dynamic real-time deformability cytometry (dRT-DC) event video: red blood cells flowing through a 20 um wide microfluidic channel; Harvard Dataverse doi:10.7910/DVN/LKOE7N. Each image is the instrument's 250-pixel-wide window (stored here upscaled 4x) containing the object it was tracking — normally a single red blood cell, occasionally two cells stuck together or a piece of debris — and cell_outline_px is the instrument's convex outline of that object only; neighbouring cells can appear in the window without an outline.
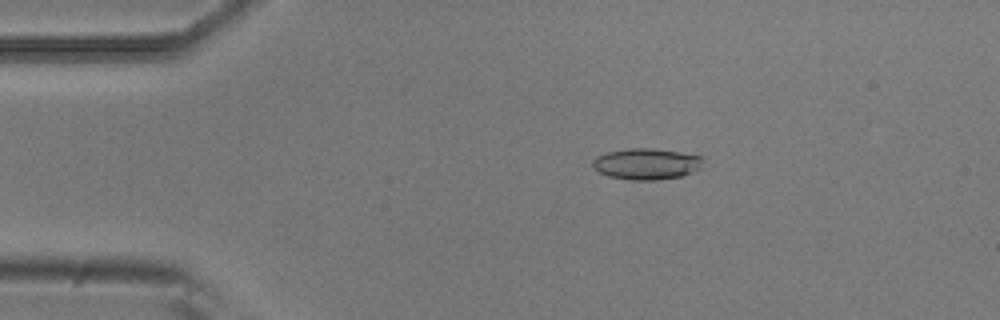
{"species": "common noctule bat (a hibernating species)", "species_latin": "Nyctalus noctula", "temperature_condition": "room temperature", "stored_images_in_passage": 6, "camera_frame_rate_fps": 3000, "um_per_image_px": 0.085, "animal": {"sex": "male", "body_mass_g": 20.5, "forearm_length_mm": 52.5}, "frame": {"image": 1, "passage_image": 3, "time_ms": 0.667, "image_size_px": [1000, 320], "cell_outline_px": [[700, 168], [692, 172], [680, 176], [656, 180], [628, 180], [608, 176], [592, 168], [592, 160], [596, 156], [604, 152], [628, 148], [652, 148], [680, 152], [700, 156]], "centroid_in_image_um": [54.86, 13.93], "position_along_channel_um": 30.1, "area_um2": 20.06}}
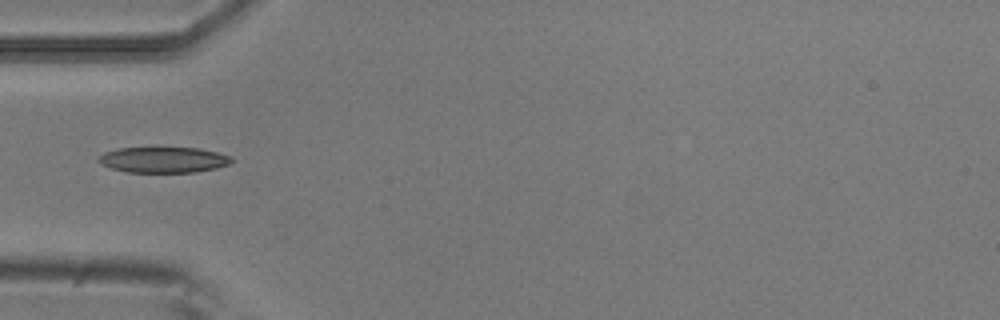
{"frame": {"image": 2, "passage_image": 5, "time_ms": 1.333, "image_size_px": [1000, 320], "cell_outline_px": [[232, 160], [228, 164], [216, 168], [196, 172], [128, 172], [112, 168], [100, 164], [96, 160], [104, 152], [120, 148], [200, 148], [232, 156]], "centroid_in_image_um": [13.89, 13.58], "position_along_channel_um": 71.1, "area_um2": 19.83}}
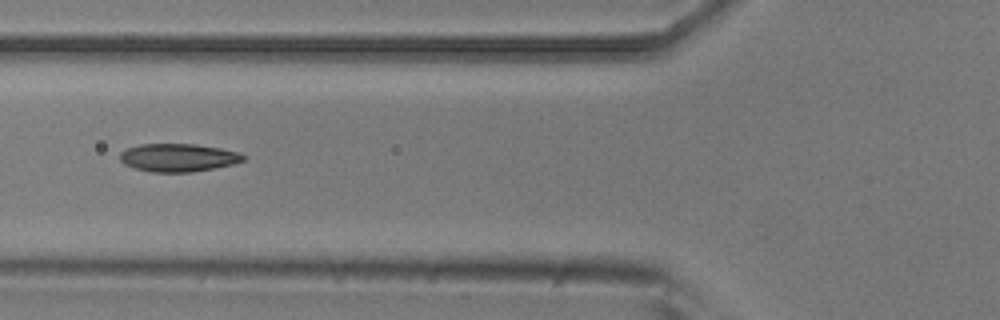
{"frame": {"image": 3, "passage_image": 6, "time_ms": 1.667, "image_size_px": [1000, 320], "cell_outline_px": [[248, 156], [244, 160], [232, 164], [192, 172], [152, 172], [132, 168], [124, 164], [120, 160], [120, 152], [128, 148], [140, 144], [196, 144], [220, 148], [240, 152]], "centroid_in_image_um": [15.15, 13.39], "position_along_channel_um": 110.7, "area_um2": 20.23}}